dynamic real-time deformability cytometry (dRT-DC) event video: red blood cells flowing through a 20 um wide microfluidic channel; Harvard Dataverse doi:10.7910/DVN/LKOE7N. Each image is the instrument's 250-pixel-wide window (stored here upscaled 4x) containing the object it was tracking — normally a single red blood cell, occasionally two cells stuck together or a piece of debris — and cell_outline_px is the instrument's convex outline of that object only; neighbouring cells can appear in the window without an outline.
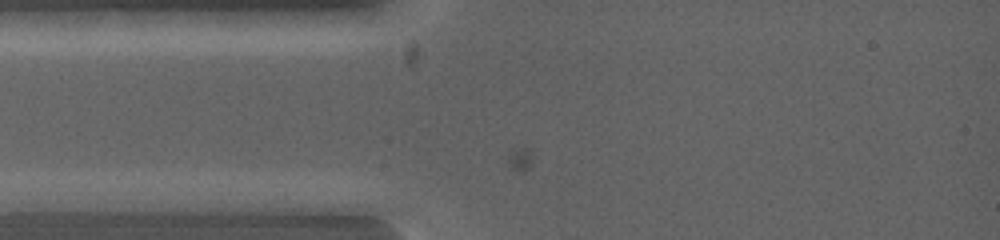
{"species": "common noctule bat (a hibernating species)", "species_latin": "Nyctalus noctula", "temperature_condition": "warm", "stored_images_in_passage": 5, "camera_frame_rate_fps": 5000, "um_per_image_px": 0.085, "animal": {"sex": "female", "body_mass_g": 19.0, "forearm_length_mm": 53.3}, "frame": {"image": 1, "passage_image": 1, "time_ms": 0.0, "image_size_px": [1000, 240], "cell_outline_px": [[312, 200], [304, 216], [292, 216], [172, 208], [148, 200], [164, 192], [284, 192]], "centroid_in_image_um": [20.16, 17.2], "position_along_channel_um": 64.8, "area_um2": 21.15}}